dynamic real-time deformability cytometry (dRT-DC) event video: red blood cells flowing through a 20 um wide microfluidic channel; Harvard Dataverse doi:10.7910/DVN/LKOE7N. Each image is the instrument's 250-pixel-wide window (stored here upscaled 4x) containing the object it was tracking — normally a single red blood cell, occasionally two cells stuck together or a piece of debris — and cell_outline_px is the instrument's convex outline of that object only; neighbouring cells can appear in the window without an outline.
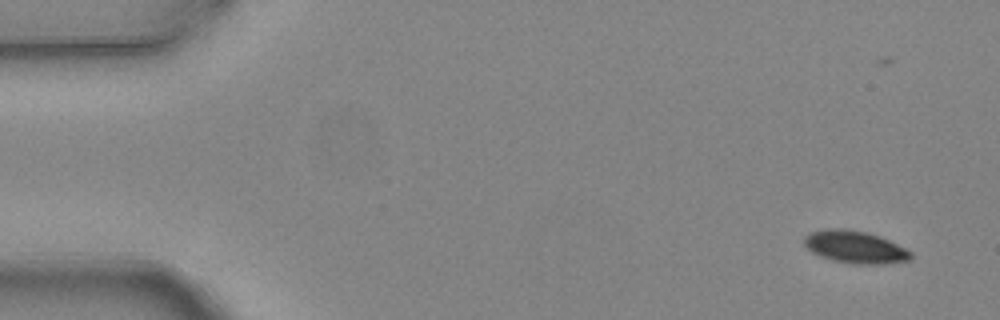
{"species": "common noctule bat (a hibernating species)", "species_latin": "Nyctalus noctula", "temperature_condition": "warm", "stored_images_in_passage": 4, "camera_frame_rate_fps": 3000, "um_per_image_px": 0.085, "animal": {"sex": "female", "body_mass_g": 24.6, "forearm_length_mm": 56.2}, "frame": {"image": 1, "passage_image": 1, "time_ms": 0.0, "image_size_px": [1000, 320], "cell_outline_px": [[912, 256], [908, 260], [884, 264], [852, 264], [832, 260], [820, 256], [812, 252], [804, 244], [804, 236], [812, 232], [828, 228], [844, 228], [864, 232], [880, 236], [912, 252]], "centroid_in_image_um": [72.66, 21.0], "position_along_channel_um": 12.3, "area_um2": 20.0}}
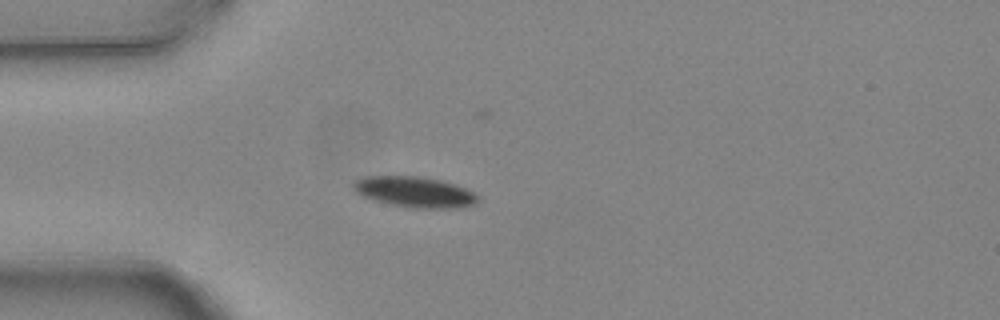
{"frame": {"image": 2, "passage_image": 4, "time_ms": 1.0, "image_size_px": [1000, 320], "cell_outline_px": [[480, 200], [476, 204], [464, 208], [412, 208], [392, 204], [376, 200], [364, 196], [356, 192], [352, 188], [352, 184], [356, 180], [364, 176], [416, 176], [440, 180], [464, 188], [480, 196]], "centroid_in_image_um": [35.28, 16.33], "position_along_channel_um": 49.7, "area_um2": 22.2}}